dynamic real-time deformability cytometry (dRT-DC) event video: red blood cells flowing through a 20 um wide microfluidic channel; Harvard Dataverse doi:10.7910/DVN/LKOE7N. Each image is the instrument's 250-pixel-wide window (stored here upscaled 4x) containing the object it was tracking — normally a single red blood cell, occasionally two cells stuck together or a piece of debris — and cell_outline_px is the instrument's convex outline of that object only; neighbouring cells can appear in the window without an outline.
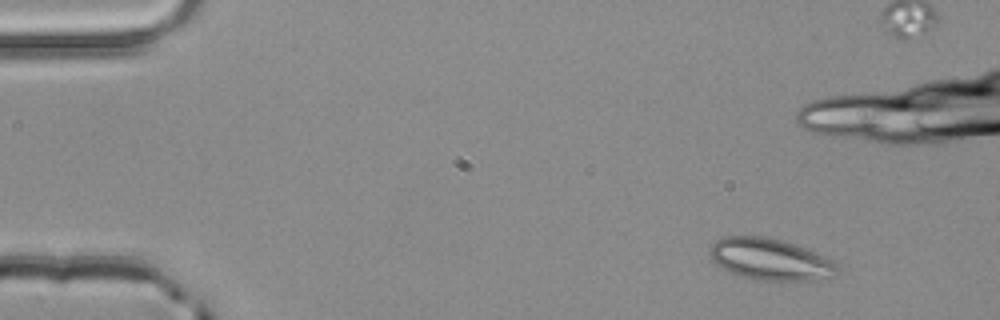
{"species": "common noctule bat (a hibernating species)", "species_latin": "Nyctalus noctula", "temperature_condition": "room temperature", "stored_images_in_passage": 3, "camera_frame_rate_fps": 3000, "um_per_image_px": 0.085, "animal": {"sex": "male", "body_mass_g": 20.4}, "frame": {"image": 1, "passage_image": 1, "time_ms": 0.0, "image_size_px": [1000, 320], "cell_outline_px": [[840, 276], [812, 280], [756, 280], [740, 276], [720, 268], [712, 260], [708, 252], [708, 248], [716, 240], [724, 236], [764, 236], [780, 240], [804, 248], [824, 256], [840, 264]], "centroid_in_image_um": [65.48, 22.06], "position_along_channel_um": 19.5, "area_um2": 31.27}}